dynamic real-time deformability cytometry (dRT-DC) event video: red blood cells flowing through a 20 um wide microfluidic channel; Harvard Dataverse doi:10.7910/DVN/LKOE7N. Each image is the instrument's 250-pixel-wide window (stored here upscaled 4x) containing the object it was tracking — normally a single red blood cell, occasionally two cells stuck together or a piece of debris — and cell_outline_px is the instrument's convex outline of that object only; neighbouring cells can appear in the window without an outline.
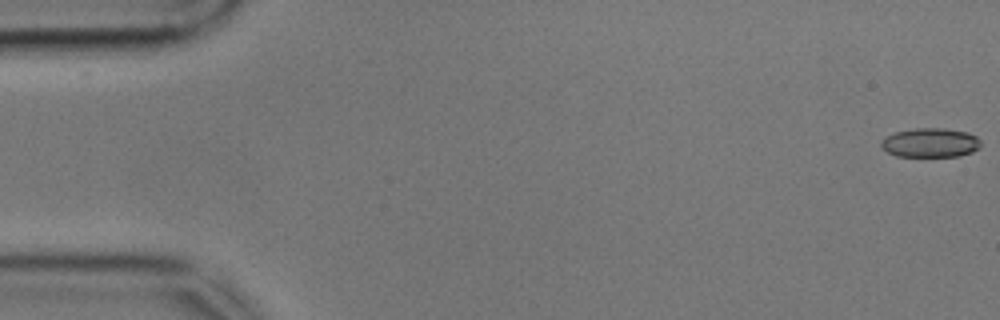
{"species": "common noctule bat (a hibernating species)", "species_latin": "Nyctalus noctula", "temperature_condition": "cold", "stored_images_in_passage": 55, "camera_frame_rate_fps": 3000, "um_per_image_px": 0.085, "animal": {"sex": "male", "body_mass_g": 17.9, "forearm_length_mm": 54.2}, "frame": {"image": 1, "passage_image": 1, "time_ms": 0.0, "image_size_px": [1000, 320], "cell_outline_px": [[980, 148], [972, 152], [960, 156], [896, 156], [888, 152], [880, 144], [880, 140], [896, 132], [916, 128], [944, 128], [968, 132], [976, 136], [980, 140]], "centroid_in_image_um": [79.11, 12.13], "position_along_channel_um": 5.9, "area_um2": 16.94}}
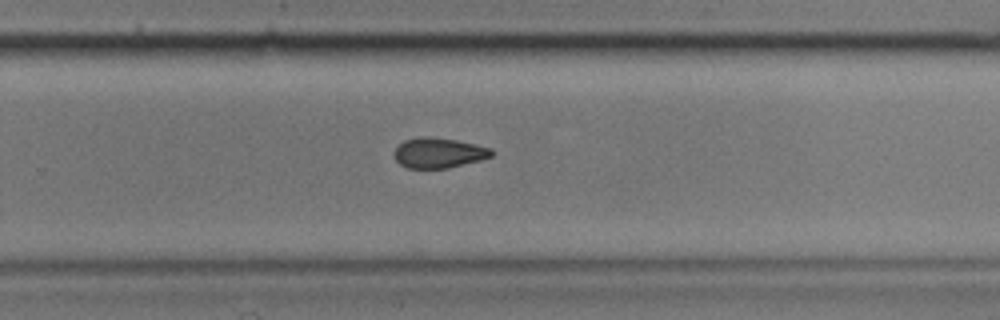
{"frame": {"image": 2, "passage_image": 36, "time_ms": 11.667, "image_size_px": [1000, 320], "cell_outline_px": [[492, 156], [480, 160], [448, 168], [408, 168], [400, 164], [396, 160], [396, 148], [404, 140], [420, 136], [424, 136], [456, 140], [492, 148]], "centroid_in_image_um": [37.3, 12.99], "position_along_channel_um": 292.5, "area_um2": 16.88}}
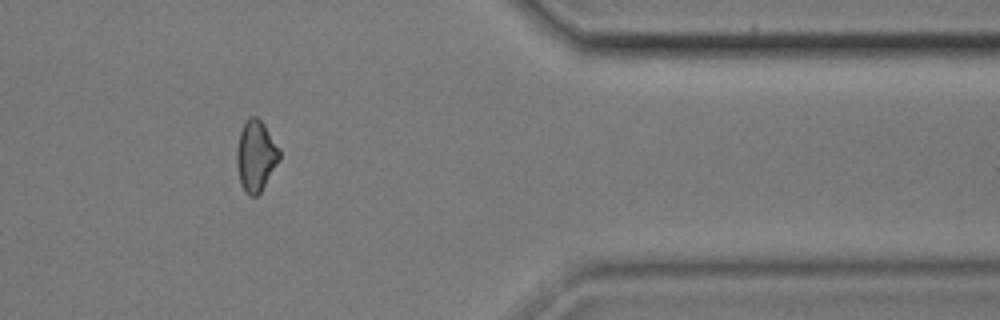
{"frame": {"image": 3, "passage_image": 46, "time_ms": 15.0, "image_size_px": [1000, 320], "cell_outline_px": [[280, 160], [260, 192], [256, 196], [248, 196], [244, 192], [240, 184], [236, 164], [236, 148], [240, 132], [248, 116], [256, 116], [264, 124], [280, 148]], "centroid_in_image_um": [21.74, 13.26], "position_along_channel_um": 389.7, "area_um2": 17.86}, "authors_computed_cell_mechanics": {"area_um2": 17.918, "velocity_mm_per_s": 3.5963, "shape_relaxation_time_tau1_ms": 9.3728, "shape_relaxation_time_tau2_ms": 4.0208, "deformation_change_tau1": 0.1199, "deformation_change_tau2": 0.0967}}